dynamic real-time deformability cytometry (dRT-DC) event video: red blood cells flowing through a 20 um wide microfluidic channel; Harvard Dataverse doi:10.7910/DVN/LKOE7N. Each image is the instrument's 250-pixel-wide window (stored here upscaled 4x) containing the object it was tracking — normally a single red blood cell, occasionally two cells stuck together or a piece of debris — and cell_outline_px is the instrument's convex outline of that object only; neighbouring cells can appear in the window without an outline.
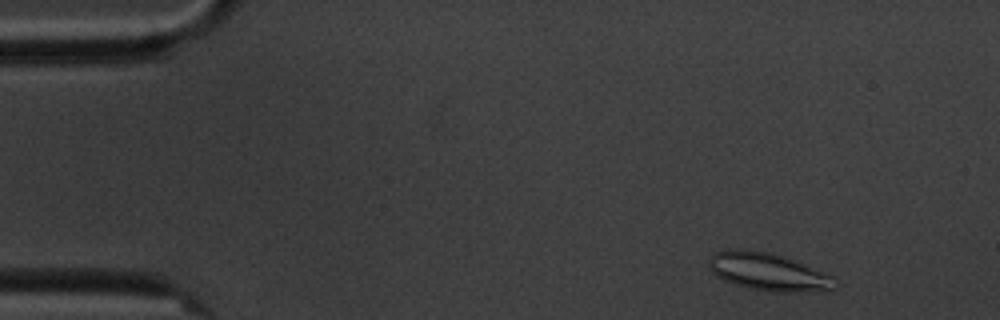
{"species": "common noctule bat (a hibernating species)", "species_latin": "Nyctalus noctula", "temperature_condition": "cold", "stored_images_in_passage": 4, "camera_frame_rate_fps": 3000, "um_per_image_px": 0.085, "animal": {"sex": "male", "body_mass_g": 20.1, "forearm_length_mm": 53.5}, "frame": {"image": 1, "passage_image": 1, "time_ms": 0.0, "image_size_px": [1000, 320], "cell_outline_px": [[840, 284], [836, 288], [792, 292], [772, 292], [748, 288], [724, 280], [716, 276], [708, 268], [708, 260], [712, 252], [724, 248], [744, 248], [772, 252], [832, 276]], "centroid_in_image_um": [65.19, 23.07], "position_along_channel_um": 19.8, "area_um2": 27.86}}
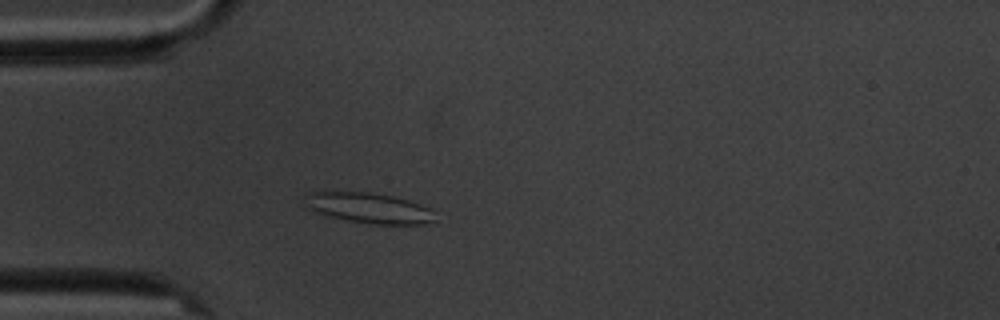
{"frame": {"image": 2, "passage_image": 4, "time_ms": 3.333, "image_size_px": [1000, 320], "cell_outline_px": [[436, 220], [424, 224], [376, 224], [348, 220], [328, 216], [316, 212], [308, 208], [304, 204], [304, 192], [368, 192], [392, 196], [408, 200], [420, 204], [428, 208]], "centroid_in_image_um": [31.29, 17.67], "position_along_channel_um": 53.7, "area_um2": 22.89}}